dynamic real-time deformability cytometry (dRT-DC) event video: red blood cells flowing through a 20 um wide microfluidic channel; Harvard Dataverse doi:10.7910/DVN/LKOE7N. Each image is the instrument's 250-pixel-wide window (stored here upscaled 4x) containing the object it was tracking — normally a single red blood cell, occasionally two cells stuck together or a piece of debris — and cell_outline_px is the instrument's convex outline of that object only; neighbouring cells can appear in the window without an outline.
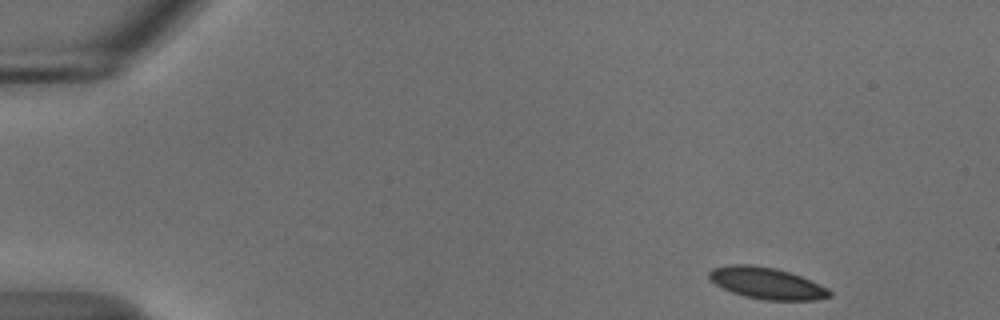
{"species": "common noctule bat (a hibernating species)", "species_latin": "Nyctalus noctula", "temperature_condition": "cold", "stored_images_in_passage": 50, "camera_frame_rate_fps": 3000, "um_per_image_px": 0.085, "animal": {"sex": "male", "body_mass_g": 18.8}, "frame": {"image": 1, "passage_image": 1, "time_ms": 0.0, "image_size_px": [1000, 320], "cell_outline_px": [[832, 296], [816, 300], [764, 300], [744, 296], [732, 292], [716, 284], [708, 276], [708, 272], [712, 268], [728, 264], [752, 264], [776, 268], [800, 276], [828, 288], [832, 292]], "centroid_in_image_um": [65.17, 24.06], "position_along_channel_um": 19.8, "area_um2": 22.14}}
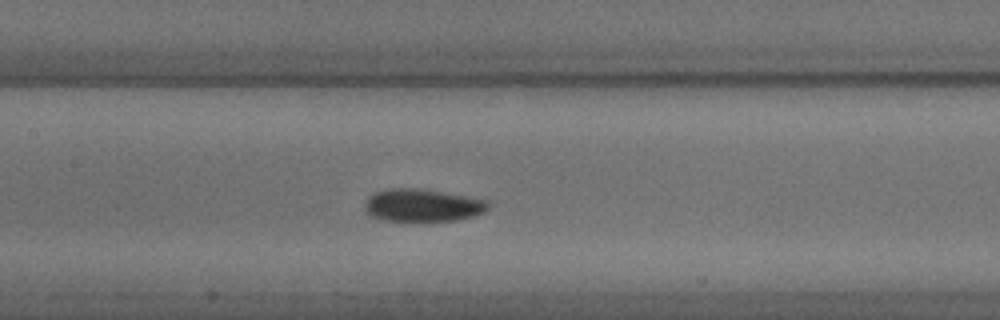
{"frame": {"image": 2, "passage_image": 22, "time_ms": 7.0, "image_size_px": [1000, 320], "cell_outline_px": [[488, 208], [484, 212], [472, 216], [456, 220], [424, 224], [420, 224], [384, 220], [368, 216], [364, 212], [364, 204], [368, 196], [376, 192], [388, 188], [416, 188], [488, 200]], "centroid_in_image_um": [35.83, 17.51], "position_along_channel_um": 171.6, "area_um2": 24.33}}
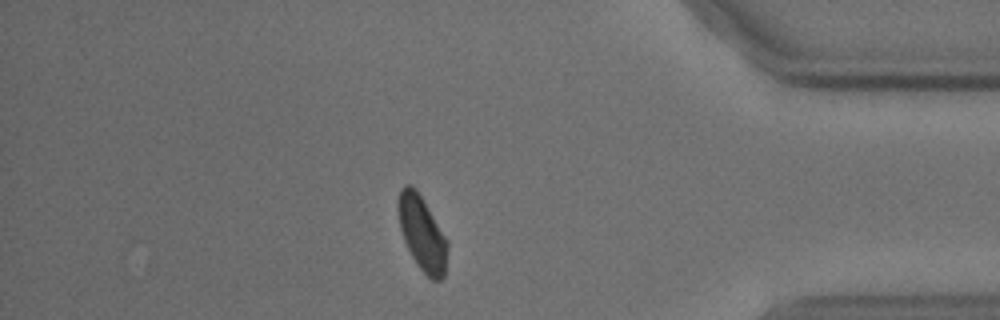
{"frame": {"image": 3, "passage_image": 43, "time_ms": 14.0, "image_size_px": [1000, 320], "cell_outline_px": [[448, 248], [444, 276], [440, 280], [432, 280], [416, 264], [404, 240], [400, 228], [400, 188], [404, 184], [412, 184], [416, 188], [448, 240]], "centroid_in_image_um": [35.92, 19.85], "position_along_channel_um": 399.3, "area_um2": 20.98}}